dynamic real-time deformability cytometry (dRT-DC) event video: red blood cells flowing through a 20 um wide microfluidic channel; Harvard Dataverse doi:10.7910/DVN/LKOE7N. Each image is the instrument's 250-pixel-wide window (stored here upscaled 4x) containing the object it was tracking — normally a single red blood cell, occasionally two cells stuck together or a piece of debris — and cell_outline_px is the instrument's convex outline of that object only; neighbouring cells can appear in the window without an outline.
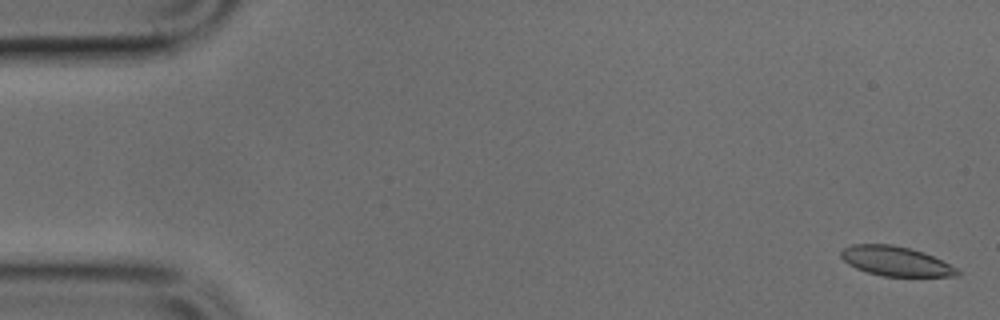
{"species": "common noctule bat (a hibernating species)", "species_latin": "Nyctalus noctula", "temperature_condition": "cold", "stored_images_in_passage": 17, "camera_frame_rate_fps": 3000, "um_per_image_px": 0.085, "animal": {"sex": "male", "body_mass_g": 17.9, "forearm_length_mm": 54.2}, "frame": {"image": 1, "passage_image": 1, "time_ms": 0.0, "image_size_px": [1000, 320], "cell_outline_px": [[960, 272], [956, 276], [884, 276], [868, 272], [856, 268], [848, 264], [840, 256], [840, 252], [844, 248], [852, 244], [892, 244], [924, 252], [956, 268]], "centroid_in_image_um": [76.09, 22.19], "position_along_channel_um": 8.9, "area_um2": 19.77}}
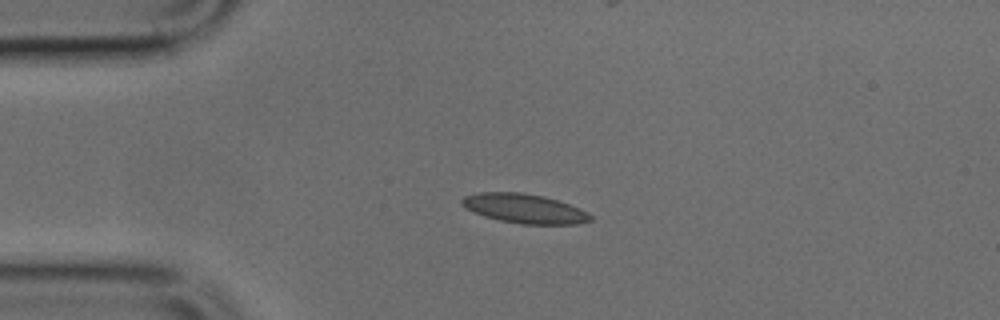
{"frame": {"image": 2, "passage_image": 11, "time_ms": 3.333, "image_size_px": [1000, 320], "cell_outline_px": [[592, 220], [576, 224], [520, 224], [500, 220], [484, 216], [472, 212], [464, 208], [460, 204], [460, 200], [464, 196], [480, 192], [520, 192], [544, 196], [580, 208], [588, 212], [592, 216]], "centroid_in_image_um": [44.54, 17.72], "position_along_channel_um": 40.5, "area_um2": 22.08}}